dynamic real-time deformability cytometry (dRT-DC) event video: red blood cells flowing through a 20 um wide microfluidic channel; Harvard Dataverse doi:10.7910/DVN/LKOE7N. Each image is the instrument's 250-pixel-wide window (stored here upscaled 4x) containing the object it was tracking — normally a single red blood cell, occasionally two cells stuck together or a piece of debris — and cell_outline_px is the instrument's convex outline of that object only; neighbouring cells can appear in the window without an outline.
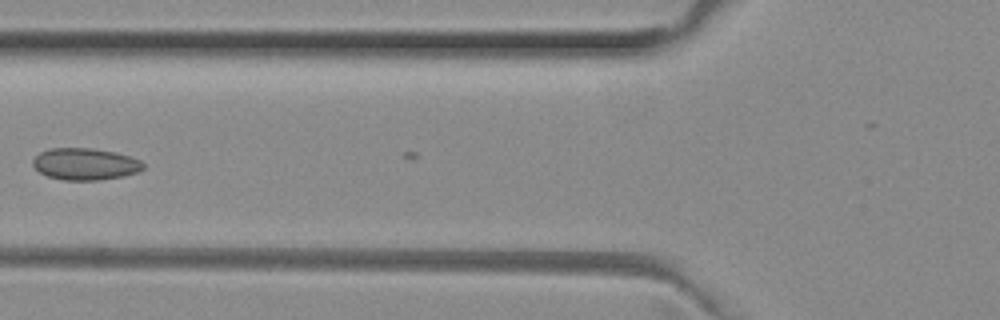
{"species": "common noctule bat (a hibernating species)", "species_latin": "Nyctalus noctula", "temperature_condition": "room temperature", "stored_images_in_passage": 5, "camera_frame_rate_fps": 3000, "um_per_image_px": 0.085, "animal": {"sex": "female", "body_mass_g": 29.2, "forearm_length_mm": 56.3}, "frame": {"image": 1, "passage_image": 3, "time_ms": 0.667, "image_size_px": [1000, 320], "cell_outline_px": [[144, 168], [136, 172], [124, 176], [100, 180], [64, 180], [48, 176], [40, 172], [32, 164], [32, 160], [40, 152], [48, 148], [92, 148], [116, 152], [140, 160], [144, 164]], "centroid_in_image_um": [7.23, 13.94], "position_along_channel_um": 118.6, "area_um2": 20.46}}